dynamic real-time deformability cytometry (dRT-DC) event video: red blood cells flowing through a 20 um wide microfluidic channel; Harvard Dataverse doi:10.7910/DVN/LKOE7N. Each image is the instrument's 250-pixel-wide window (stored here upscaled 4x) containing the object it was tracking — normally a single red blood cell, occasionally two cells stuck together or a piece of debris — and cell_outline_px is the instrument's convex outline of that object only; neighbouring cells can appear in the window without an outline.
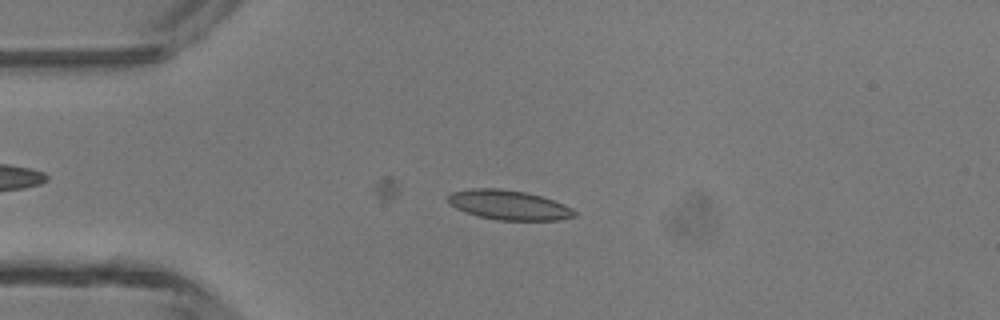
{"species": "common noctule bat (a hibernating species)", "species_latin": "Nyctalus noctula", "temperature_condition": "room temperature", "stored_images_in_passage": 47, "camera_frame_rate_fps": 3000, "um_per_image_px": 0.085, "animal": {"sex": "male", "body_mass_g": 13.3}, "frame": {"image": 1, "passage_image": 11, "time_ms": 3.333, "image_size_px": [1000, 320], "cell_outline_px": [[576, 216], [560, 220], [496, 220], [476, 216], [464, 212], [448, 204], [448, 196], [452, 192], [472, 188], [500, 188], [524, 192], [540, 196], [564, 204], [572, 208], [576, 212]], "centroid_in_image_um": [43.22, 17.43], "position_along_channel_um": 41.8, "area_um2": 21.91}}
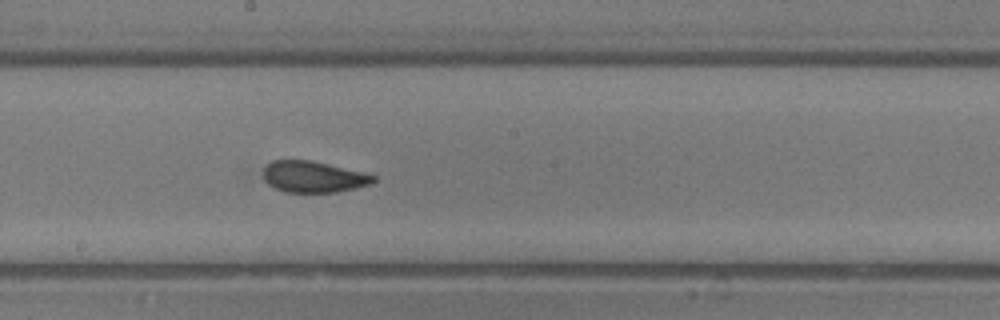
{"frame": {"image": 2, "passage_image": 25, "time_ms": 8.0, "image_size_px": [1000, 320], "cell_outline_px": [[376, 180], [372, 184], [356, 188], [336, 192], [284, 192], [268, 184], [264, 180], [264, 164], [272, 160], [312, 160], [364, 172], [376, 176]], "centroid_in_image_um": [26.64, 15.02], "position_along_channel_um": 221.6, "area_um2": 20.29}}
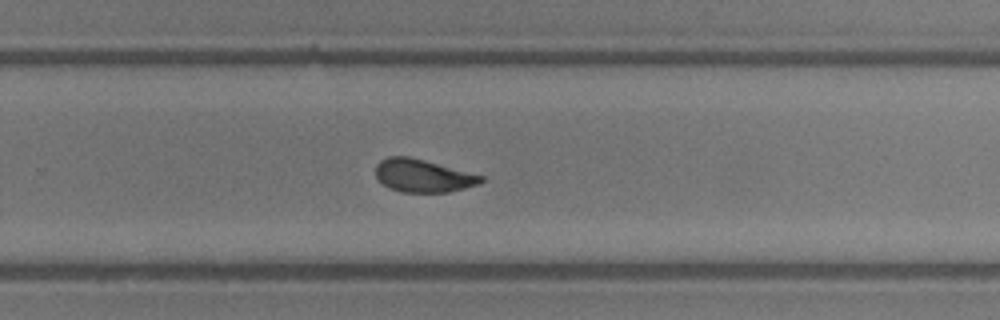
{"frame": {"image": 3, "passage_image": 30, "time_ms": 9.667, "image_size_px": [1000, 320], "cell_outline_px": [[484, 180], [480, 184], [448, 192], [400, 192], [388, 188], [376, 176], [376, 164], [380, 160], [388, 156], [408, 156], [484, 176]], "centroid_in_image_um": [35.94, 14.94], "position_along_channel_um": 293.9, "area_um2": 20.06}}